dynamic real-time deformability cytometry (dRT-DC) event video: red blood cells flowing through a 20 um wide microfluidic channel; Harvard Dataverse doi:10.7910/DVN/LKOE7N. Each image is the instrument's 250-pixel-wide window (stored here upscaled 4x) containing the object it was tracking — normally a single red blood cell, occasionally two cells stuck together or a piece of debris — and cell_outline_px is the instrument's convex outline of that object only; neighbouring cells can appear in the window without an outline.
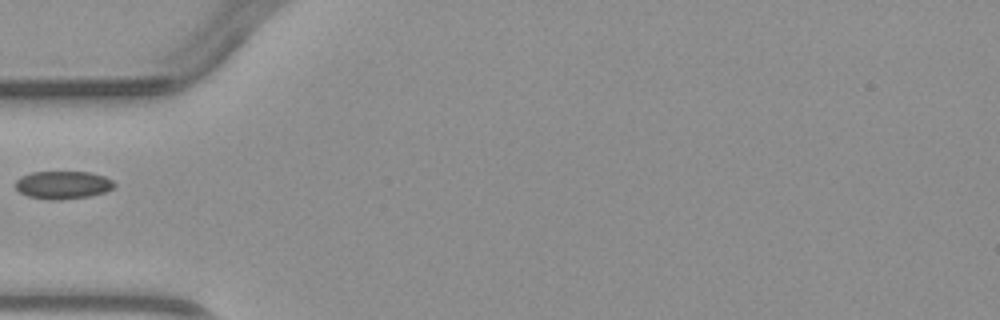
{"species": "common noctule bat (a hibernating species)", "species_latin": "Nyctalus noctula", "temperature_condition": "warm", "stored_images_in_passage": 5, "camera_frame_rate_fps": 3000, "um_per_image_px": 0.085, "animal": {"sex": "male", "body_mass_g": 23.1, "forearm_length_mm": 52.7}, "frame": {"image": 1, "passage_image": 5, "time_ms": 4.667, "image_size_px": [1000, 320], "cell_outline_px": [[116, 184], [112, 188], [104, 192], [88, 196], [60, 200], [48, 200], [28, 196], [20, 192], [16, 188], [16, 180], [32, 172], [92, 172], [104, 176], [112, 180]], "centroid_in_image_um": [5.36, 15.72], "position_along_channel_um": 79.6, "area_um2": 15.95}}